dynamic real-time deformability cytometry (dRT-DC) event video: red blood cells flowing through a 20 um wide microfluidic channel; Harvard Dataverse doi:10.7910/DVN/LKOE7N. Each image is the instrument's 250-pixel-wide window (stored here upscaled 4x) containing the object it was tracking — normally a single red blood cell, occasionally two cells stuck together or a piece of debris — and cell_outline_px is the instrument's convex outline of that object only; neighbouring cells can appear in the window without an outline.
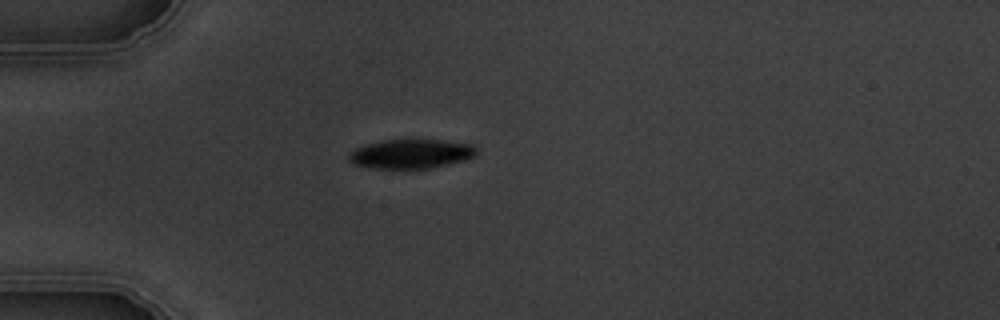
{"species": "common noctule bat (a hibernating species)", "species_latin": "Nyctalus noctula", "temperature_condition": "warm", "stored_images_in_passage": 2, "camera_frame_rate_fps": 3000, "um_per_image_px": 0.085, "animal": {"sex": "male", "body_mass_g": 19.5, "forearm_length_mm": 54.6}, "frame": {"image": 1, "passage_image": 1, "time_ms": 0.0, "image_size_px": [1000, 320], "cell_outline_px": [[476, 156], [464, 160], [428, 168], [372, 168], [356, 164], [348, 160], [348, 156], [356, 148], [368, 144], [384, 140], [440, 140], [472, 144], [476, 148]], "centroid_in_image_um": [34.96, 13.07], "position_along_channel_um": 50.0, "area_um2": 21.33}}